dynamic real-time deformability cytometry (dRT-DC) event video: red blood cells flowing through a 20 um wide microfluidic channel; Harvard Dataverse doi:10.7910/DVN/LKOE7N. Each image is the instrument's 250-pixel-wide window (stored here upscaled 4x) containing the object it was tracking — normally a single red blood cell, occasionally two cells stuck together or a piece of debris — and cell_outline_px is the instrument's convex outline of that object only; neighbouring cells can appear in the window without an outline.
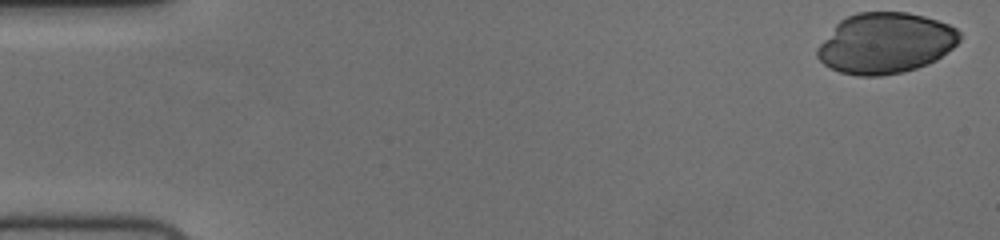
{"species": "human", "species_latin": "Homo sapiens", "temperature_condition": "cold", "stored_images_in_passage": 47, "camera_frame_rate_fps": 3000, "um_per_image_px": 0.085, "donor": {"sex": "female"}, "frame": {"image": 1, "passage_image": 1, "time_ms": 0.0, "image_size_px": [1000, 240], "cell_outline_px": [[960, 40], [952, 48], [936, 60], [928, 64], [904, 72], [880, 76], [856, 76], [840, 72], [824, 64], [816, 56], [816, 48], [836, 24], [840, 20], [856, 12], [908, 12], [924, 16], [948, 24], [956, 28], [960, 32]], "centroid_in_image_um": [75.25, 3.67], "position_along_channel_um": 9.7, "area_um2": 50.4}}
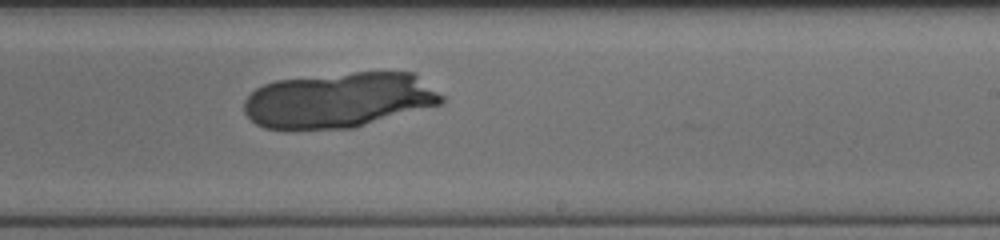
{"frame": {"image": 2, "passage_image": 34, "time_ms": 11.0, "image_size_px": [1000, 240], "cell_outline_px": [[444, 100], [440, 104], [352, 128], [264, 128], [256, 124], [244, 112], [244, 100], [256, 88], [264, 84], [276, 80], [356, 72], [412, 72], [444, 96]], "centroid_in_image_um": [28.8, 8.5], "position_along_channel_um": 260.2, "area_um2": 62.89}}
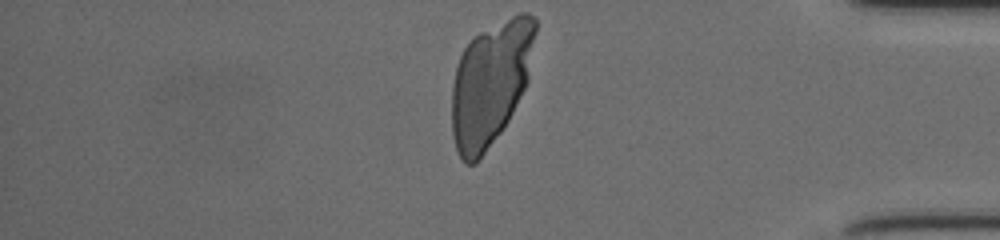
{"frame": {"image": 3, "passage_image": 47, "time_ms": 15.333, "image_size_px": [1000, 240], "cell_outline_px": [[536, 32], [528, 80], [508, 120], [500, 132], [476, 164], [464, 164], [456, 148], [452, 136], [452, 84], [456, 68], [460, 56], [464, 48], [480, 32], [520, 12], [528, 12], [536, 20]], "centroid_in_image_um": [41.68, 7.09], "position_along_channel_um": 393.5, "area_um2": 59.88}}